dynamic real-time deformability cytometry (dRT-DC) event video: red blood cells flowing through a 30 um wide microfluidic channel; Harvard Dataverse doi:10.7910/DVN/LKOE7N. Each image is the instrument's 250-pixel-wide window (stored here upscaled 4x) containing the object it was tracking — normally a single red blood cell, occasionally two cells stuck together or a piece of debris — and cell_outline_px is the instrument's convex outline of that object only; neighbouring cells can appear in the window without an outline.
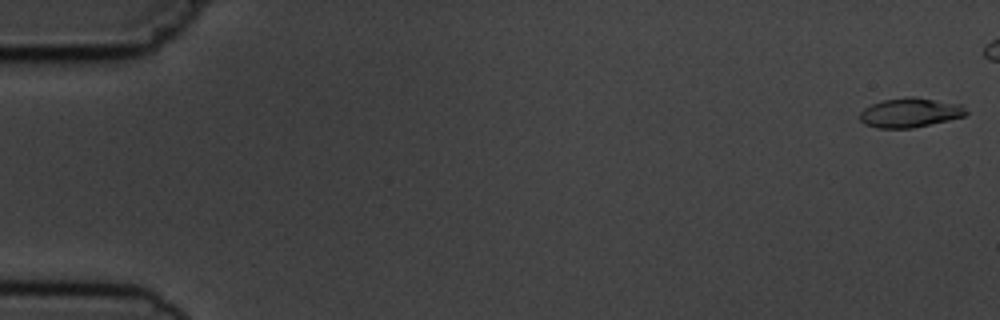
{"species": "common noctule bat (a hibernating species)", "species_latin": "Nyctalus noctula", "temperature_condition": "cold", "stored_images_in_passage": 11, "camera_frame_rate_fps": 3000, "um_per_image_px": 0.085, "animal": {"sex": "male", "body_mass_g": 19.5, "forearm_length_mm": 54.6}, "frame": {"image": 1, "passage_image": 1, "time_ms": 0.0, "image_size_px": [1000, 320], "cell_outline_px": [[968, 112], [964, 116], [948, 120], [912, 128], [876, 128], [864, 124], [860, 120], [860, 112], [864, 108], [872, 104], [884, 100], [912, 96], [960, 104]], "centroid_in_image_um": [77.32, 9.58], "position_along_channel_um": 7.7, "area_um2": 18.03}}
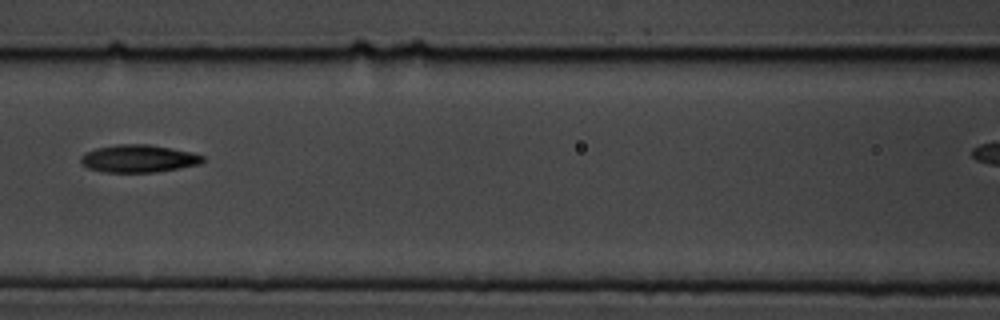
{"frame": {"image": 2, "passage_image": 8, "time_ms": 8.0, "image_size_px": [1000, 320], "cell_outline_px": [[204, 160], [200, 164], [180, 168], [152, 172], [104, 172], [88, 168], [80, 164], [80, 156], [84, 152], [96, 148], [116, 144], [148, 144], [192, 152], [204, 156]], "centroid_in_image_um": [11.73, 13.47], "position_along_channel_um": 154.9, "area_um2": 19.71}}
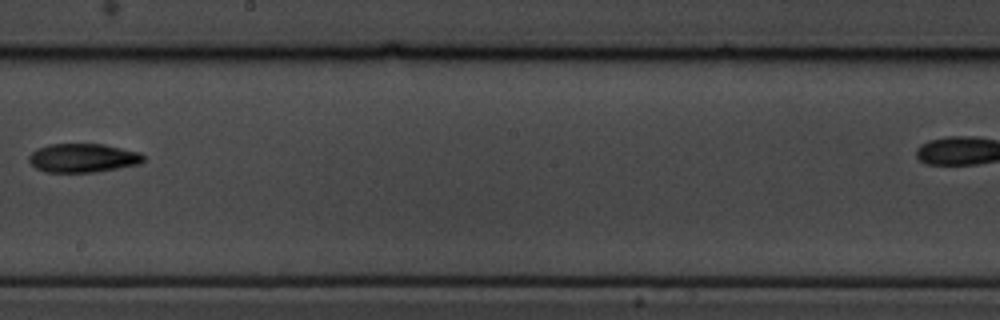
{"frame": {"image": 3, "passage_image": 10, "time_ms": 10.333, "image_size_px": [1000, 320], "cell_outline_px": [[144, 160], [140, 164], [92, 172], [44, 172], [36, 168], [28, 160], [28, 156], [36, 148], [48, 144], [104, 144], [140, 152], [144, 156]], "centroid_in_image_um": [7.02, 13.42], "position_along_channel_um": 241.2, "area_um2": 19.25}}